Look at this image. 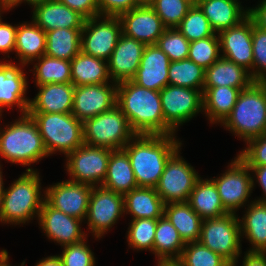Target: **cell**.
<instances>
[{
  "label": "cell",
  "mask_w": 266,
  "mask_h": 266,
  "mask_svg": "<svg viewBox=\"0 0 266 266\" xmlns=\"http://www.w3.org/2000/svg\"><path fill=\"white\" fill-rule=\"evenodd\" d=\"M2 165L0 164V201L2 199L3 194L5 193V187H4V179H3V172L1 170Z\"/></svg>",
  "instance_id": "obj_58"
},
{
  "label": "cell",
  "mask_w": 266,
  "mask_h": 266,
  "mask_svg": "<svg viewBox=\"0 0 266 266\" xmlns=\"http://www.w3.org/2000/svg\"><path fill=\"white\" fill-rule=\"evenodd\" d=\"M28 112L72 113L75 86L72 83H51L36 86Z\"/></svg>",
  "instance_id": "obj_24"
},
{
  "label": "cell",
  "mask_w": 266,
  "mask_h": 266,
  "mask_svg": "<svg viewBox=\"0 0 266 266\" xmlns=\"http://www.w3.org/2000/svg\"><path fill=\"white\" fill-rule=\"evenodd\" d=\"M124 216V196L102 186H93L87 216V230L96 240H100L104 234L118 223Z\"/></svg>",
  "instance_id": "obj_13"
},
{
  "label": "cell",
  "mask_w": 266,
  "mask_h": 266,
  "mask_svg": "<svg viewBox=\"0 0 266 266\" xmlns=\"http://www.w3.org/2000/svg\"><path fill=\"white\" fill-rule=\"evenodd\" d=\"M164 215L177 229L185 244L199 241L203 219L187 202L165 204Z\"/></svg>",
  "instance_id": "obj_34"
},
{
  "label": "cell",
  "mask_w": 266,
  "mask_h": 266,
  "mask_svg": "<svg viewBox=\"0 0 266 266\" xmlns=\"http://www.w3.org/2000/svg\"><path fill=\"white\" fill-rule=\"evenodd\" d=\"M14 52L19 63L29 65L45 55L46 32L33 21L17 24L16 45Z\"/></svg>",
  "instance_id": "obj_29"
},
{
  "label": "cell",
  "mask_w": 266,
  "mask_h": 266,
  "mask_svg": "<svg viewBox=\"0 0 266 266\" xmlns=\"http://www.w3.org/2000/svg\"><path fill=\"white\" fill-rule=\"evenodd\" d=\"M32 21L45 32L57 28L82 29L85 18L59 0H48L33 7Z\"/></svg>",
  "instance_id": "obj_23"
},
{
  "label": "cell",
  "mask_w": 266,
  "mask_h": 266,
  "mask_svg": "<svg viewBox=\"0 0 266 266\" xmlns=\"http://www.w3.org/2000/svg\"><path fill=\"white\" fill-rule=\"evenodd\" d=\"M244 209L239 222L241 238L251 244L246 252L266 253V203L254 199Z\"/></svg>",
  "instance_id": "obj_26"
},
{
  "label": "cell",
  "mask_w": 266,
  "mask_h": 266,
  "mask_svg": "<svg viewBox=\"0 0 266 266\" xmlns=\"http://www.w3.org/2000/svg\"><path fill=\"white\" fill-rule=\"evenodd\" d=\"M156 266H183V264L178 259L171 260H157Z\"/></svg>",
  "instance_id": "obj_56"
},
{
  "label": "cell",
  "mask_w": 266,
  "mask_h": 266,
  "mask_svg": "<svg viewBox=\"0 0 266 266\" xmlns=\"http://www.w3.org/2000/svg\"><path fill=\"white\" fill-rule=\"evenodd\" d=\"M130 221L126 233L128 246L133 250H149L153 253L157 219L143 218Z\"/></svg>",
  "instance_id": "obj_39"
},
{
  "label": "cell",
  "mask_w": 266,
  "mask_h": 266,
  "mask_svg": "<svg viewBox=\"0 0 266 266\" xmlns=\"http://www.w3.org/2000/svg\"><path fill=\"white\" fill-rule=\"evenodd\" d=\"M251 170L252 175V188L259 184L262 192L264 193L262 198L257 197L255 200L266 203V165L263 166H248ZM256 181V182H255Z\"/></svg>",
  "instance_id": "obj_51"
},
{
  "label": "cell",
  "mask_w": 266,
  "mask_h": 266,
  "mask_svg": "<svg viewBox=\"0 0 266 266\" xmlns=\"http://www.w3.org/2000/svg\"><path fill=\"white\" fill-rule=\"evenodd\" d=\"M70 9L78 12L85 19L99 16L97 0H59Z\"/></svg>",
  "instance_id": "obj_50"
},
{
  "label": "cell",
  "mask_w": 266,
  "mask_h": 266,
  "mask_svg": "<svg viewBox=\"0 0 266 266\" xmlns=\"http://www.w3.org/2000/svg\"><path fill=\"white\" fill-rule=\"evenodd\" d=\"M240 266H266V253L244 252Z\"/></svg>",
  "instance_id": "obj_53"
},
{
  "label": "cell",
  "mask_w": 266,
  "mask_h": 266,
  "mask_svg": "<svg viewBox=\"0 0 266 266\" xmlns=\"http://www.w3.org/2000/svg\"><path fill=\"white\" fill-rule=\"evenodd\" d=\"M184 247L185 243L169 219L165 215L158 218L153 244L156 260L179 259Z\"/></svg>",
  "instance_id": "obj_35"
},
{
  "label": "cell",
  "mask_w": 266,
  "mask_h": 266,
  "mask_svg": "<svg viewBox=\"0 0 266 266\" xmlns=\"http://www.w3.org/2000/svg\"><path fill=\"white\" fill-rule=\"evenodd\" d=\"M245 144L265 134L266 129V81L254 82L240 92L230 115L221 124Z\"/></svg>",
  "instance_id": "obj_5"
},
{
  "label": "cell",
  "mask_w": 266,
  "mask_h": 266,
  "mask_svg": "<svg viewBox=\"0 0 266 266\" xmlns=\"http://www.w3.org/2000/svg\"><path fill=\"white\" fill-rule=\"evenodd\" d=\"M124 196V214H130L131 220L158 219L164 215V202L156 188L137 187Z\"/></svg>",
  "instance_id": "obj_28"
},
{
  "label": "cell",
  "mask_w": 266,
  "mask_h": 266,
  "mask_svg": "<svg viewBox=\"0 0 266 266\" xmlns=\"http://www.w3.org/2000/svg\"><path fill=\"white\" fill-rule=\"evenodd\" d=\"M255 7H245L255 25L266 31V0H260Z\"/></svg>",
  "instance_id": "obj_52"
},
{
  "label": "cell",
  "mask_w": 266,
  "mask_h": 266,
  "mask_svg": "<svg viewBox=\"0 0 266 266\" xmlns=\"http://www.w3.org/2000/svg\"><path fill=\"white\" fill-rule=\"evenodd\" d=\"M117 106L136 134L165 135L160 91L141 87L132 80L120 82Z\"/></svg>",
  "instance_id": "obj_2"
},
{
  "label": "cell",
  "mask_w": 266,
  "mask_h": 266,
  "mask_svg": "<svg viewBox=\"0 0 266 266\" xmlns=\"http://www.w3.org/2000/svg\"><path fill=\"white\" fill-rule=\"evenodd\" d=\"M71 83L75 87L111 83L107 61L80 51L71 61Z\"/></svg>",
  "instance_id": "obj_32"
},
{
  "label": "cell",
  "mask_w": 266,
  "mask_h": 266,
  "mask_svg": "<svg viewBox=\"0 0 266 266\" xmlns=\"http://www.w3.org/2000/svg\"><path fill=\"white\" fill-rule=\"evenodd\" d=\"M36 62V63H35ZM36 86L51 83H71V63L69 60L43 55L32 63Z\"/></svg>",
  "instance_id": "obj_37"
},
{
  "label": "cell",
  "mask_w": 266,
  "mask_h": 266,
  "mask_svg": "<svg viewBox=\"0 0 266 266\" xmlns=\"http://www.w3.org/2000/svg\"><path fill=\"white\" fill-rule=\"evenodd\" d=\"M192 5L189 0H154L150 6L166 28H177Z\"/></svg>",
  "instance_id": "obj_43"
},
{
  "label": "cell",
  "mask_w": 266,
  "mask_h": 266,
  "mask_svg": "<svg viewBox=\"0 0 266 266\" xmlns=\"http://www.w3.org/2000/svg\"><path fill=\"white\" fill-rule=\"evenodd\" d=\"M190 2H192L193 4H196L199 0H189Z\"/></svg>",
  "instance_id": "obj_61"
},
{
  "label": "cell",
  "mask_w": 266,
  "mask_h": 266,
  "mask_svg": "<svg viewBox=\"0 0 266 266\" xmlns=\"http://www.w3.org/2000/svg\"><path fill=\"white\" fill-rule=\"evenodd\" d=\"M84 144L108 148L123 149L136 135L128 119L116 105L83 123Z\"/></svg>",
  "instance_id": "obj_7"
},
{
  "label": "cell",
  "mask_w": 266,
  "mask_h": 266,
  "mask_svg": "<svg viewBox=\"0 0 266 266\" xmlns=\"http://www.w3.org/2000/svg\"><path fill=\"white\" fill-rule=\"evenodd\" d=\"M254 82L248 70L232 61L220 57L205 70L203 87L227 86L247 89Z\"/></svg>",
  "instance_id": "obj_27"
},
{
  "label": "cell",
  "mask_w": 266,
  "mask_h": 266,
  "mask_svg": "<svg viewBox=\"0 0 266 266\" xmlns=\"http://www.w3.org/2000/svg\"><path fill=\"white\" fill-rule=\"evenodd\" d=\"M227 86L203 87V113L210 124H222L230 115L240 92Z\"/></svg>",
  "instance_id": "obj_30"
},
{
  "label": "cell",
  "mask_w": 266,
  "mask_h": 266,
  "mask_svg": "<svg viewBox=\"0 0 266 266\" xmlns=\"http://www.w3.org/2000/svg\"><path fill=\"white\" fill-rule=\"evenodd\" d=\"M187 203L203 220L228 214L222 205L217 187L210 178H200L196 182Z\"/></svg>",
  "instance_id": "obj_33"
},
{
  "label": "cell",
  "mask_w": 266,
  "mask_h": 266,
  "mask_svg": "<svg viewBox=\"0 0 266 266\" xmlns=\"http://www.w3.org/2000/svg\"><path fill=\"white\" fill-rule=\"evenodd\" d=\"M122 34L118 16L99 15L86 19L81 31V51L108 60Z\"/></svg>",
  "instance_id": "obj_14"
},
{
  "label": "cell",
  "mask_w": 266,
  "mask_h": 266,
  "mask_svg": "<svg viewBox=\"0 0 266 266\" xmlns=\"http://www.w3.org/2000/svg\"><path fill=\"white\" fill-rule=\"evenodd\" d=\"M10 12V10H9V3L7 2V1H5V0H0V19H1V17H3V13L4 12Z\"/></svg>",
  "instance_id": "obj_57"
},
{
  "label": "cell",
  "mask_w": 266,
  "mask_h": 266,
  "mask_svg": "<svg viewBox=\"0 0 266 266\" xmlns=\"http://www.w3.org/2000/svg\"><path fill=\"white\" fill-rule=\"evenodd\" d=\"M93 186L64 180L45 187V200L68 216L85 221Z\"/></svg>",
  "instance_id": "obj_18"
},
{
  "label": "cell",
  "mask_w": 266,
  "mask_h": 266,
  "mask_svg": "<svg viewBox=\"0 0 266 266\" xmlns=\"http://www.w3.org/2000/svg\"><path fill=\"white\" fill-rule=\"evenodd\" d=\"M117 105V83L75 87L72 114L85 122Z\"/></svg>",
  "instance_id": "obj_16"
},
{
  "label": "cell",
  "mask_w": 266,
  "mask_h": 266,
  "mask_svg": "<svg viewBox=\"0 0 266 266\" xmlns=\"http://www.w3.org/2000/svg\"><path fill=\"white\" fill-rule=\"evenodd\" d=\"M9 259V255L6 249L0 251V260Z\"/></svg>",
  "instance_id": "obj_60"
},
{
  "label": "cell",
  "mask_w": 266,
  "mask_h": 266,
  "mask_svg": "<svg viewBox=\"0 0 266 266\" xmlns=\"http://www.w3.org/2000/svg\"><path fill=\"white\" fill-rule=\"evenodd\" d=\"M81 31L57 28L46 32L45 55L71 61L81 51Z\"/></svg>",
  "instance_id": "obj_36"
},
{
  "label": "cell",
  "mask_w": 266,
  "mask_h": 266,
  "mask_svg": "<svg viewBox=\"0 0 266 266\" xmlns=\"http://www.w3.org/2000/svg\"><path fill=\"white\" fill-rule=\"evenodd\" d=\"M108 148L83 144L69 153L64 167L70 181L101 186L107 172L108 160L111 155Z\"/></svg>",
  "instance_id": "obj_12"
},
{
  "label": "cell",
  "mask_w": 266,
  "mask_h": 266,
  "mask_svg": "<svg viewBox=\"0 0 266 266\" xmlns=\"http://www.w3.org/2000/svg\"><path fill=\"white\" fill-rule=\"evenodd\" d=\"M0 19V53L6 56L2 60L10 58V52L13 54L16 45L17 24L14 26L10 23L3 22ZM7 54V55H5Z\"/></svg>",
  "instance_id": "obj_48"
},
{
  "label": "cell",
  "mask_w": 266,
  "mask_h": 266,
  "mask_svg": "<svg viewBox=\"0 0 266 266\" xmlns=\"http://www.w3.org/2000/svg\"><path fill=\"white\" fill-rule=\"evenodd\" d=\"M178 260L183 266H231L220 254L199 241L186 243Z\"/></svg>",
  "instance_id": "obj_41"
},
{
  "label": "cell",
  "mask_w": 266,
  "mask_h": 266,
  "mask_svg": "<svg viewBox=\"0 0 266 266\" xmlns=\"http://www.w3.org/2000/svg\"><path fill=\"white\" fill-rule=\"evenodd\" d=\"M48 0H11L9 2V10L14 9L16 6L21 5L22 3L28 4L31 8H33L36 5L42 4Z\"/></svg>",
  "instance_id": "obj_55"
},
{
  "label": "cell",
  "mask_w": 266,
  "mask_h": 266,
  "mask_svg": "<svg viewBox=\"0 0 266 266\" xmlns=\"http://www.w3.org/2000/svg\"><path fill=\"white\" fill-rule=\"evenodd\" d=\"M5 189L0 201V223L21 225L38 220L45 200L38 170L28 167ZM43 194H42V191Z\"/></svg>",
  "instance_id": "obj_3"
},
{
  "label": "cell",
  "mask_w": 266,
  "mask_h": 266,
  "mask_svg": "<svg viewBox=\"0 0 266 266\" xmlns=\"http://www.w3.org/2000/svg\"><path fill=\"white\" fill-rule=\"evenodd\" d=\"M170 63L168 56L157 45H146L132 81L141 87L161 91L168 85Z\"/></svg>",
  "instance_id": "obj_22"
},
{
  "label": "cell",
  "mask_w": 266,
  "mask_h": 266,
  "mask_svg": "<svg viewBox=\"0 0 266 266\" xmlns=\"http://www.w3.org/2000/svg\"><path fill=\"white\" fill-rule=\"evenodd\" d=\"M156 45L168 56L171 62L188 58L190 42L177 28H167L158 38Z\"/></svg>",
  "instance_id": "obj_44"
},
{
  "label": "cell",
  "mask_w": 266,
  "mask_h": 266,
  "mask_svg": "<svg viewBox=\"0 0 266 266\" xmlns=\"http://www.w3.org/2000/svg\"><path fill=\"white\" fill-rule=\"evenodd\" d=\"M199 242L220 254L231 266L242 257V238L238 214L228 213L202 222Z\"/></svg>",
  "instance_id": "obj_8"
},
{
  "label": "cell",
  "mask_w": 266,
  "mask_h": 266,
  "mask_svg": "<svg viewBox=\"0 0 266 266\" xmlns=\"http://www.w3.org/2000/svg\"><path fill=\"white\" fill-rule=\"evenodd\" d=\"M101 186L122 195L138 187L130 159L123 149L111 151Z\"/></svg>",
  "instance_id": "obj_31"
},
{
  "label": "cell",
  "mask_w": 266,
  "mask_h": 266,
  "mask_svg": "<svg viewBox=\"0 0 266 266\" xmlns=\"http://www.w3.org/2000/svg\"><path fill=\"white\" fill-rule=\"evenodd\" d=\"M165 120V135H176L179 126L203 112V92L197 89L167 85L160 91Z\"/></svg>",
  "instance_id": "obj_9"
},
{
  "label": "cell",
  "mask_w": 266,
  "mask_h": 266,
  "mask_svg": "<svg viewBox=\"0 0 266 266\" xmlns=\"http://www.w3.org/2000/svg\"><path fill=\"white\" fill-rule=\"evenodd\" d=\"M176 137L136 134L125 145L138 187L156 188L168 159L183 145Z\"/></svg>",
  "instance_id": "obj_1"
},
{
  "label": "cell",
  "mask_w": 266,
  "mask_h": 266,
  "mask_svg": "<svg viewBox=\"0 0 266 266\" xmlns=\"http://www.w3.org/2000/svg\"><path fill=\"white\" fill-rule=\"evenodd\" d=\"M145 44L121 34L116 47L107 60L108 72L112 82L132 80L140 66Z\"/></svg>",
  "instance_id": "obj_21"
},
{
  "label": "cell",
  "mask_w": 266,
  "mask_h": 266,
  "mask_svg": "<svg viewBox=\"0 0 266 266\" xmlns=\"http://www.w3.org/2000/svg\"><path fill=\"white\" fill-rule=\"evenodd\" d=\"M38 125L48 155L65 157L84 144L83 122L72 113L28 112Z\"/></svg>",
  "instance_id": "obj_6"
},
{
  "label": "cell",
  "mask_w": 266,
  "mask_h": 266,
  "mask_svg": "<svg viewBox=\"0 0 266 266\" xmlns=\"http://www.w3.org/2000/svg\"><path fill=\"white\" fill-rule=\"evenodd\" d=\"M19 116L13 123L0 127V157L31 167L49 155L34 119L29 114Z\"/></svg>",
  "instance_id": "obj_4"
},
{
  "label": "cell",
  "mask_w": 266,
  "mask_h": 266,
  "mask_svg": "<svg viewBox=\"0 0 266 266\" xmlns=\"http://www.w3.org/2000/svg\"><path fill=\"white\" fill-rule=\"evenodd\" d=\"M122 34L145 45H156L167 29L151 6H137L118 16Z\"/></svg>",
  "instance_id": "obj_20"
},
{
  "label": "cell",
  "mask_w": 266,
  "mask_h": 266,
  "mask_svg": "<svg viewBox=\"0 0 266 266\" xmlns=\"http://www.w3.org/2000/svg\"><path fill=\"white\" fill-rule=\"evenodd\" d=\"M137 6H150L154 0H134Z\"/></svg>",
  "instance_id": "obj_59"
},
{
  "label": "cell",
  "mask_w": 266,
  "mask_h": 266,
  "mask_svg": "<svg viewBox=\"0 0 266 266\" xmlns=\"http://www.w3.org/2000/svg\"><path fill=\"white\" fill-rule=\"evenodd\" d=\"M210 179L215 183L222 205L228 213L237 214L240 208L251 203L248 199L254 191L251 170L237 155L224 173Z\"/></svg>",
  "instance_id": "obj_11"
},
{
  "label": "cell",
  "mask_w": 266,
  "mask_h": 266,
  "mask_svg": "<svg viewBox=\"0 0 266 266\" xmlns=\"http://www.w3.org/2000/svg\"><path fill=\"white\" fill-rule=\"evenodd\" d=\"M99 15L119 16L137 7L134 0H97Z\"/></svg>",
  "instance_id": "obj_49"
},
{
  "label": "cell",
  "mask_w": 266,
  "mask_h": 266,
  "mask_svg": "<svg viewBox=\"0 0 266 266\" xmlns=\"http://www.w3.org/2000/svg\"><path fill=\"white\" fill-rule=\"evenodd\" d=\"M13 62L0 61V116L3 115V108L12 109L15 106L21 115L28 114L30 99L25 95L29 85L27 72L23 70L26 65Z\"/></svg>",
  "instance_id": "obj_19"
},
{
  "label": "cell",
  "mask_w": 266,
  "mask_h": 266,
  "mask_svg": "<svg viewBox=\"0 0 266 266\" xmlns=\"http://www.w3.org/2000/svg\"><path fill=\"white\" fill-rule=\"evenodd\" d=\"M221 57L218 34L190 42L188 59L205 70Z\"/></svg>",
  "instance_id": "obj_42"
},
{
  "label": "cell",
  "mask_w": 266,
  "mask_h": 266,
  "mask_svg": "<svg viewBox=\"0 0 266 266\" xmlns=\"http://www.w3.org/2000/svg\"><path fill=\"white\" fill-rule=\"evenodd\" d=\"M253 19L248 15L238 25L218 33L221 57L248 70L253 78Z\"/></svg>",
  "instance_id": "obj_17"
},
{
  "label": "cell",
  "mask_w": 266,
  "mask_h": 266,
  "mask_svg": "<svg viewBox=\"0 0 266 266\" xmlns=\"http://www.w3.org/2000/svg\"><path fill=\"white\" fill-rule=\"evenodd\" d=\"M241 3L236 0H199L196 4L218 34L238 25L249 15V11Z\"/></svg>",
  "instance_id": "obj_25"
},
{
  "label": "cell",
  "mask_w": 266,
  "mask_h": 266,
  "mask_svg": "<svg viewBox=\"0 0 266 266\" xmlns=\"http://www.w3.org/2000/svg\"><path fill=\"white\" fill-rule=\"evenodd\" d=\"M179 147L168 159L156 186L164 204L187 202L196 182L201 178L195 168L181 156Z\"/></svg>",
  "instance_id": "obj_10"
},
{
  "label": "cell",
  "mask_w": 266,
  "mask_h": 266,
  "mask_svg": "<svg viewBox=\"0 0 266 266\" xmlns=\"http://www.w3.org/2000/svg\"><path fill=\"white\" fill-rule=\"evenodd\" d=\"M37 222L47 239L61 247L81 242L88 237L81 229L84 221L68 216L52 207L46 200L43 202Z\"/></svg>",
  "instance_id": "obj_15"
},
{
  "label": "cell",
  "mask_w": 266,
  "mask_h": 266,
  "mask_svg": "<svg viewBox=\"0 0 266 266\" xmlns=\"http://www.w3.org/2000/svg\"><path fill=\"white\" fill-rule=\"evenodd\" d=\"M246 147L238 152L237 156L247 166L266 165V134L249 140Z\"/></svg>",
  "instance_id": "obj_47"
},
{
  "label": "cell",
  "mask_w": 266,
  "mask_h": 266,
  "mask_svg": "<svg viewBox=\"0 0 266 266\" xmlns=\"http://www.w3.org/2000/svg\"><path fill=\"white\" fill-rule=\"evenodd\" d=\"M35 266H63V263L58 255H52L41 259Z\"/></svg>",
  "instance_id": "obj_54"
},
{
  "label": "cell",
  "mask_w": 266,
  "mask_h": 266,
  "mask_svg": "<svg viewBox=\"0 0 266 266\" xmlns=\"http://www.w3.org/2000/svg\"><path fill=\"white\" fill-rule=\"evenodd\" d=\"M88 238L81 242L62 247L60 257L63 266H95L96 258L90 249Z\"/></svg>",
  "instance_id": "obj_45"
},
{
  "label": "cell",
  "mask_w": 266,
  "mask_h": 266,
  "mask_svg": "<svg viewBox=\"0 0 266 266\" xmlns=\"http://www.w3.org/2000/svg\"><path fill=\"white\" fill-rule=\"evenodd\" d=\"M253 80L266 81V31L253 25Z\"/></svg>",
  "instance_id": "obj_46"
},
{
  "label": "cell",
  "mask_w": 266,
  "mask_h": 266,
  "mask_svg": "<svg viewBox=\"0 0 266 266\" xmlns=\"http://www.w3.org/2000/svg\"><path fill=\"white\" fill-rule=\"evenodd\" d=\"M177 29L189 41L204 39L215 35L208 19L197 4H193Z\"/></svg>",
  "instance_id": "obj_40"
},
{
  "label": "cell",
  "mask_w": 266,
  "mask_h": 266,
  "mask_svg": "<svg viewBox=\"0 0 266 266\" xmlns=\"http://www.w3.org/2000/svg\"><path fill=\"white\" fill-rule=\"evenodd\" d=\"M205 69L190 59L172 61L168 70V84L197 89L203 92Z\"/></svg>",
  "instance_id": "obj_38"
}]
</instances>
